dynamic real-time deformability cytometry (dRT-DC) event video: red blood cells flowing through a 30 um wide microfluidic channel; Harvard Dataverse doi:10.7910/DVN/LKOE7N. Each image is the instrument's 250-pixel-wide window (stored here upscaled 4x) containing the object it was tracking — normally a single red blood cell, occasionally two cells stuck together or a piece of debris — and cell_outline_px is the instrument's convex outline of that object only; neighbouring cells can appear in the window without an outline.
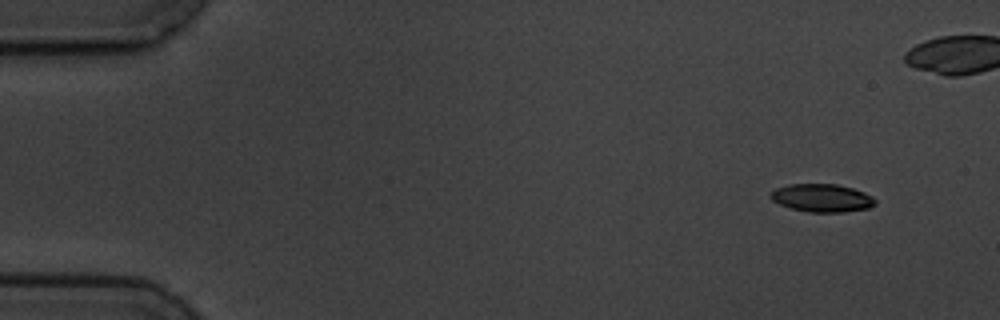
{"species": "common noctule bat (a hibernating species)", "species_latin": "Nyctalus noctula", "temperature_condition": "cold", "stored_images_in_passage": 12, "camera_frame_rate_fps": 3000, "um_per_image_px": 0.085, "animal": {"sex": "male", "body_mass_g": 19.5, "forearm_length_mm": 54.6}, "frame": {"image": 1, "passage_image": 1, "time_ms": 0.0, "image_size_px": [1000, 320], "cell_outline_px": [[876, 204], [868, 208], [844, 212], [808, 212], [792, 208], [780, 204], [772, 200], [768, 196], [776, 188], [788, 184], [836, 184], [852, 188], [864, 192], [872, 196], [876, 200]], "centroid_in_image_um": [69.87, 16.82], "position_along_channel_um": 15.1, "area_um2": 17.05}}
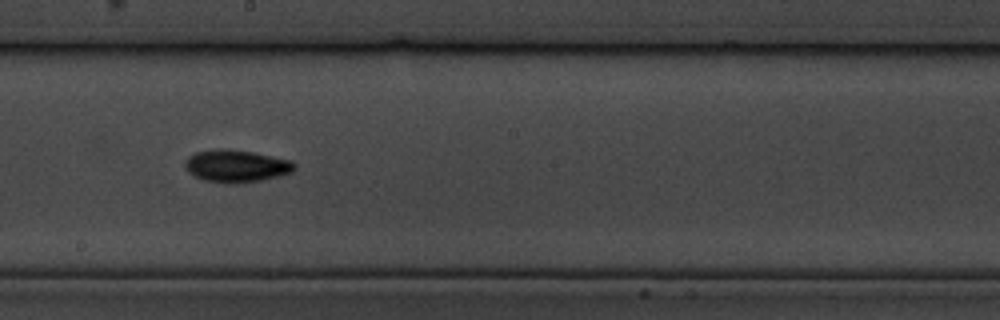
{"frame": {"image": 2, "passage_image": 8, "time_ms": 9.0, "image_size_px": [1000, 320], "cell_outline_px": [[296, 168], [292, 172], [280, 176], [260, 180], [232, 184], [204, 180], [192, 176], [184, 168], [184, 160], [188, 156], [196, 152], [220, 148], [252, 152], [292, 160], [296, 164]], "centroid_in_image_um": [20.06, 14.11], "position_along_channel_um": 228.1, "area_um2": 20.81}}
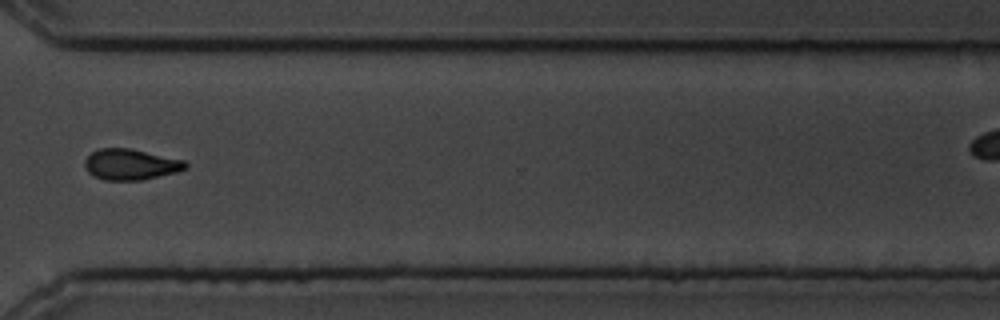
{"frame": {"image": 3, "passage_image": 11, "time_ms": 12.667, "image_size_px": [1000, 320], "cell_outline_px": [[188, 168], [176, 172], [140, 180], [104, 180], [88, 172], [84, 164], [84, 160], [92, 152], [100, 148], [128, 148], [184, 160], [188, 164]], "centroid_in_image_um": [11.1, 13.97], "position_along_channel_um": 359.5, "area_um2": 17.92}}